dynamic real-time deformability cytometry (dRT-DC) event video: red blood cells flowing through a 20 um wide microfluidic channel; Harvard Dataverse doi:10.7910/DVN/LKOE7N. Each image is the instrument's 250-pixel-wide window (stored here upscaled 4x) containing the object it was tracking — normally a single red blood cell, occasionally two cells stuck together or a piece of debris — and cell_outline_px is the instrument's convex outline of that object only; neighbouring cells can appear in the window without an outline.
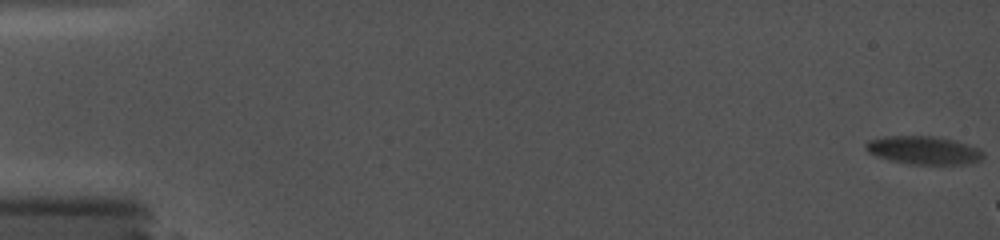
{"species": "common noctule bat (a hibernating species)", "species_latin": "Nyctalus noctula", "temperature_condition": "cold", "stored_images_in_passage": 5, "camera_frame_rate_fps": 5000, "um_per_image_px": 0.085, "animal": {"sex": "female", "body_mass_g": 19.0, "forearm_length_mm": 56.7}, "frame": {"image": 1, "passage_image": 1, "time_ms": 0.0, "image_size_px": [1000, 240], "cell_outline_px": [[984, 156], [980, 160], [964, 164], [908, 164], [876, 156], [868, 152], [864, 148], [864, 144], [868, 140], [884, 136], [932, 136], [956, 140], [980, 148], [984, 152]], "centroid_in_image_um": [78.51, 12.76], "position_along_channel_um": 6.5, "area_um2": 19.42}}